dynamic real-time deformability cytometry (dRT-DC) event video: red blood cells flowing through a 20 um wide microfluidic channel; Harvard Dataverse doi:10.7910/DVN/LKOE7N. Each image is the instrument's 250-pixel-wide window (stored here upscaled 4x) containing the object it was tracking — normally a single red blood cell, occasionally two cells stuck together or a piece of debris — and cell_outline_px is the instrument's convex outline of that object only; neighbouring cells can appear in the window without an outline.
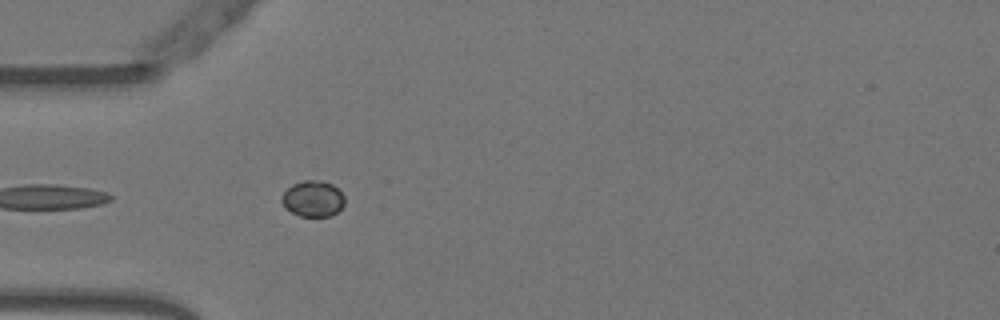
{"species": "Egyptian fruit bat (a non-hibernating species)", "species_latin": "Rousettus aegyptiacus", "temperature_condition": "warm", "stored_images_in_passage": 20, "camera_frame_rate_fps": 3000, "um_per_image_px": 0.085, "animal": {"sex": "female"}, "frame": {"image": 1, "passage_image": 3, "time_ms": 0.667, "image_size_px": [1000, 320], "cell_outline_px": [[344, 204], [332, 216], [300, 216], [284, 208], [280, 200], [280, 196], [292, 184], [304, 180], [320, 180], [332, 184], [344, 196]], "centroid_in_image_um": [26.56, 16.89], "position_along_channel_um": 58.4, "area_um2": 13.24}}
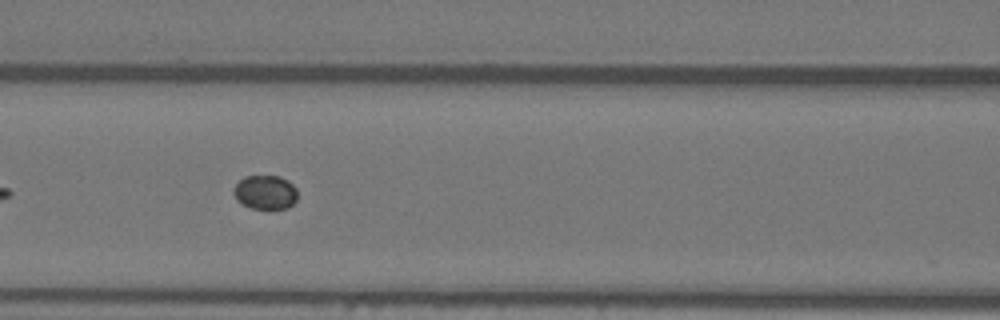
{"frame": {"image": 2, "passage_image": 10, "time_ms": 3.0, "image_size_px": [1000, 320], "cell_outline_px": [[296, 200], [288, 208], [252, 208], [240, 204], [236, 200], [232, 192], [232, 188], [244, 176], [280, 176], [288, 180], [296, 188]], "centroid_in_image_um": [22.51, 16.33], "position_along_channel_um": 144.1, "area_um2": 12.77}}
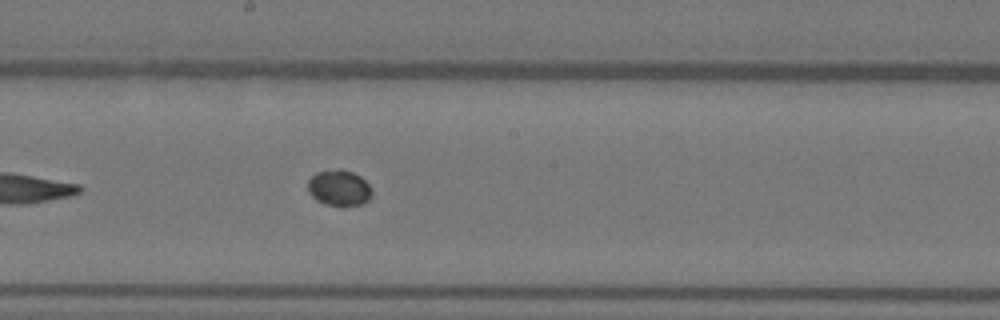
{"frame": {"image": 3, "passage_image": 16, "time_ms": 5.0, "image_size_px": [1000, 320], "cell_outline_px": [[372, 196], [368, 200], [360, 204], [344, 208], [324, 204], [316, 200], [308, 192], [308, 180], [316, 172], [340, 168], [352, 172], [360, 176], [368, 184], [372, 192]], "centroid_in_image_um": [28.81, 16.0], "position_along_channel_um": 219.4, "area_um2": 13.7}}